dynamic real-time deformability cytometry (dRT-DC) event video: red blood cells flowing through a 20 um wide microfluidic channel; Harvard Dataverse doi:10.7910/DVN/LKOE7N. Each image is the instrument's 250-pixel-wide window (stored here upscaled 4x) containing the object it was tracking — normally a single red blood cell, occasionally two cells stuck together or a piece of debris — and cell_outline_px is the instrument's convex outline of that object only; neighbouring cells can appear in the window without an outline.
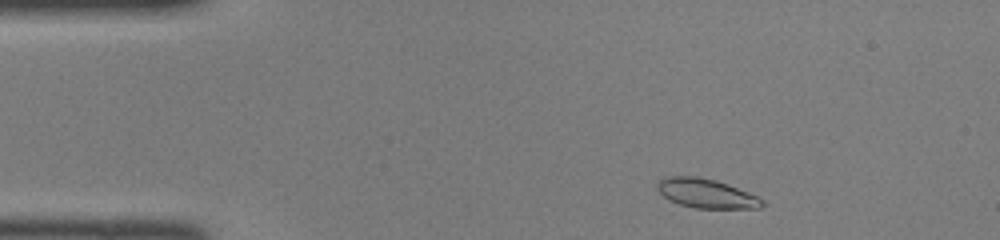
{"species": "common noctule bat (a hibernating species)", "species_latin": "Nyctalus noctula", "temperature_condition": "room temperature", "stored_images_in_passage": 41, "camera_frame_rate_fps": 3000, "um_per_image_px": 0.085, "animal": {"sex": "female", "body_mass_g": 22.0, "forearm_length_mm": 56.7}, "frame": {"image": 1, "passage_image": 2, "time_ms": 0.333, "image_size_px": [1000, 240], "cell_outline_px": [[764, 204], [760, 208], [696, 208], [680, 204], [668, 200], [656, 188], [656, 184], [664, 176], [696, 176], [716, 180], [728, 184], [748, 192], [764, 200]], "centroid_in_image_um": [60.01, 16.43], "position_along_channel_um": 25.0, "area_um2": 17.86}}
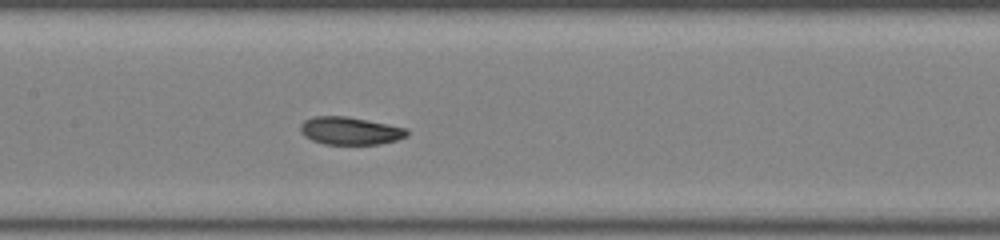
{"frame": {"image": 2, "passage_image": 17, "time_ms": 5.333, "image_size_px": [1000, 240], "cell_outline_px": [[408, 136], [396, 140], [380, 144], [324, 144], [312, 140], [304, 136], [300, 132], [300, 124], [304, 120], [316, 116], [348, 116], [408, 128]], "centroid_in_image_um": [29.76, 11.11], "position_along_channel_um": 177.6, "area_um2": 17.34}}
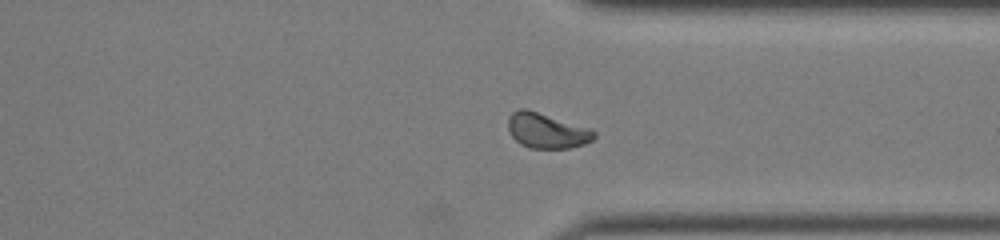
{"frame": {"image": 3, "passage_image": 30, "time_ms": 9.667, "image_size_px": [1000, 240], "cell_outline_px": [[596, 136], [592, 140], [584, 144], [568, 148], [528, 148], [520, 144], [512, 136], [508, 128], [508, 116], [512, 112], [520, 108], [528, 108], [592, 128], [596, 132]], "centroid_in_image_um": [46.48, 11.08], "position_along_channel_um": 364.9, "area_um2": 17.98}}